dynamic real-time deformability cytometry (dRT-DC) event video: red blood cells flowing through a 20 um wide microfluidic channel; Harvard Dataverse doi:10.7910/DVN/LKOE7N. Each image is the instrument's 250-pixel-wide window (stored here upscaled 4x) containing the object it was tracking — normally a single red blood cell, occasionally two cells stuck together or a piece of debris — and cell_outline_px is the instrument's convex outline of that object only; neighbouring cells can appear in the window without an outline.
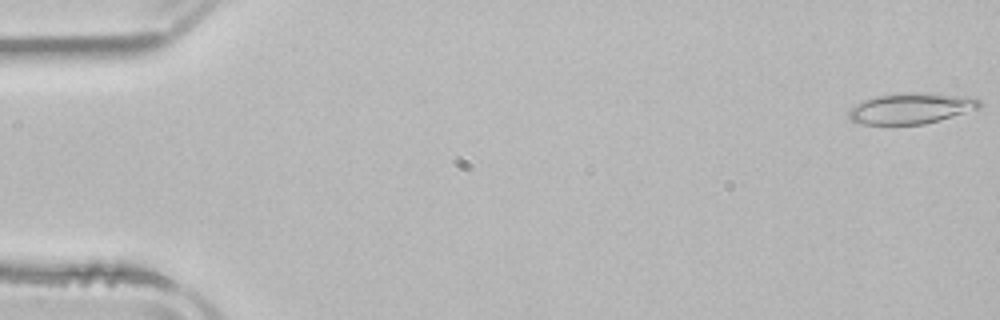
{"species": "common noctule bat (a hibernating species)", "species_latin": "Nyctalus noctula", "temperature_condition": "room temperature", "stored_images_in_passage": 4, "camera_frame_rate_fps": 3000, "um_per_image_px": 0.085, "animal": {"sex": "male", "body_mass_g": 21.5, "forearm_length_mm": 52.0}, "frame": {"image": 1, "passage_image": 1, "time_ms": 0.0, "image_size_px": [1000, 320], "cell_outline_px": [[984, 104], [980, 108], [924, 124], [860, 124], [852, 120], [848, 116], [848, 108], [864, 100], [876, 96], [904, 92], [936, 92], [980, 100]], "centroid_in_image_um": [77.41, 9.2], "position_along_channel_um": 7.6, "area_um2": 23.52}}